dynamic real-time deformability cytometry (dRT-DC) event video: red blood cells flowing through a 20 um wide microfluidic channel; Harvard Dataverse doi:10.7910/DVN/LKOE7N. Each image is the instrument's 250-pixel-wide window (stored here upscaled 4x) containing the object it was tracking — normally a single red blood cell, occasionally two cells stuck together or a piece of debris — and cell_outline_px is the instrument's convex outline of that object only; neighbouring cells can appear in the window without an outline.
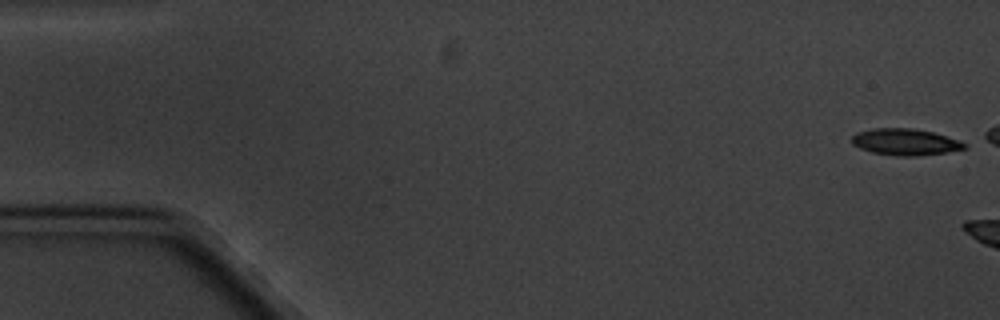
{"species": "common noctule bat (a hibernating species)", "species_latin": "Nyctalus noctula", "temperature_condition": "cold", "stored_images_in_passage": 3, "camera_frame_rate_fps": 3000, "um_per_image_px": 0.085, "animal": {"sex": "male", "body_mass_g": 20.1, "forearm_length_mm": 53.5}, "frame": {"image": 1, "passage_image": 1, "time_ms": 0.0, "image_size_px": [1000, 320], "cell_outline_px": [[968, 148], [948, 152], [912, 156], [900, 156], [872, 152], [860, 148], [852, 144], [852, 136], [856, 132], [872, 128], [912, 128], [932, 132], [960, 140], [968, 144]], "centroid_in_image_um": [76.96, 12.06], "position_along_channel_um": 8.0, "area_um2": 17.46}}